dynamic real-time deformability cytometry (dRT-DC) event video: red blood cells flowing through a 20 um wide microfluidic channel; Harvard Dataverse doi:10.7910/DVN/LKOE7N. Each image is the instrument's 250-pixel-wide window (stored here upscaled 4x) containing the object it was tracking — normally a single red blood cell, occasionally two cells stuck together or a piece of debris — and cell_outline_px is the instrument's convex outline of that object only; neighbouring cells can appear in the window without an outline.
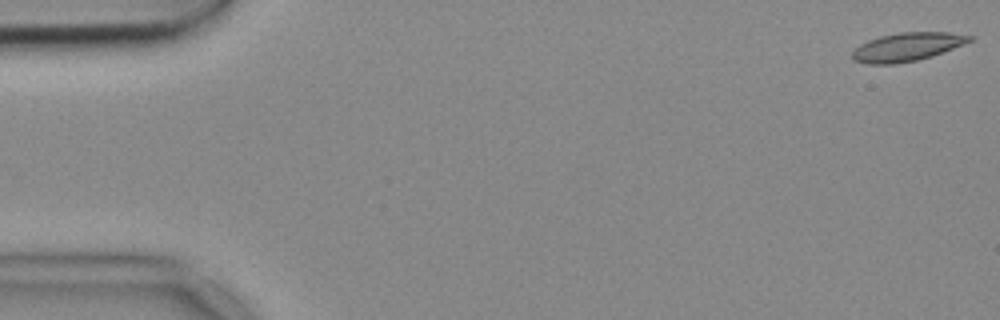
{"species": "common noctule bat (a hibernating species)", "species_latin": "Nyctalus noctula", "temperature_condition": "cold", "stored_images_in_passage": 53, "camera_frame_rate_fps": 3000, "um_per_image_px": 0.085, "animal": {"sex": "female", "body_mass_g": 18.4}, "frame": {"image": 1, "passage_image": 1, "time_ms": 0.0, "image_size_px": [1000, 320], "cell_outline_px": [[972, 40], [964, 44], [932, 56], [916, 60], [896, 64], [868, 64], [852, 60], [852, 52], [860, 44], [868, 40], [880, 36], [900, 32], [948, 32], [972, 36]], "centroid_in_image_um": [77.07, 3.99], "position_along_channel_um": 7.9, "area_um2": 19.36}}
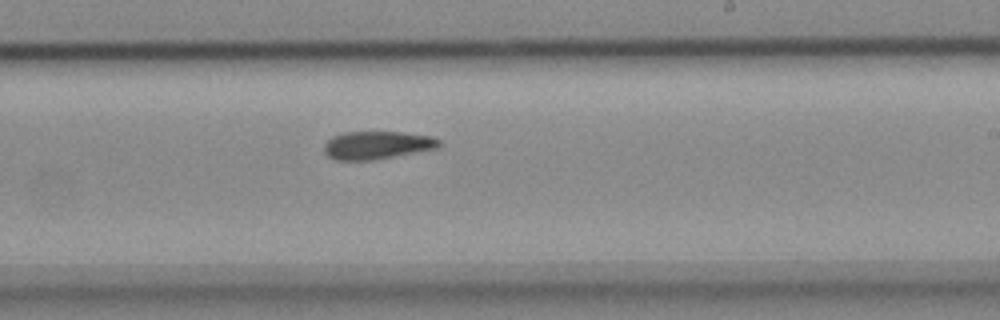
{"frame": {"image": 2, "passage_image": 32, "time_ms": 10.333, "image_size_px": [1000, 320], "cell_outline_px": [[440, 148], [376, 160], [336, 160], [328, 156], [324, 152], [324, 144], [332, 136], [344, 132], [404, 132], [432, 136], [440, 140]], "centroid_in_image_um": [32.08, 12.34], "position_along_channel_um": 256.9, "area_um2": 19.02}}
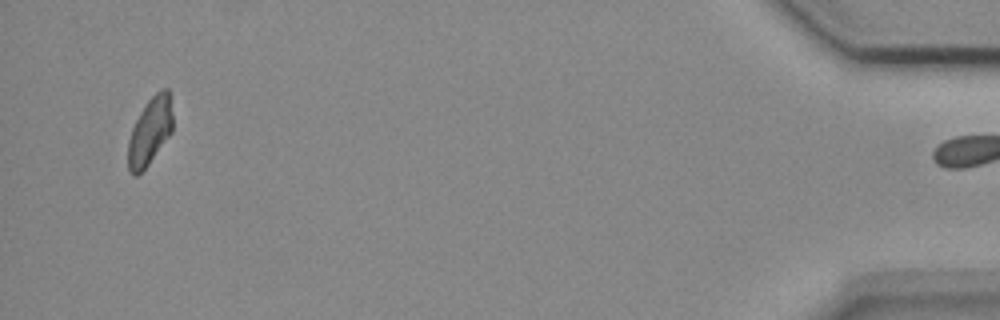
{"frame": {"image": 3, "passage_image": 52, "time_ms": 17.0, "image_size_px": [1000, 320], "cell_outline_px": [[172, 132], [148, 164], [136, 176], [132, 176], [128, 168], [128, 140], [132, 128], [144, 104], [160, 88], [168, 88], [172, 116]], "centroid_in_image_um": [12.73, 11.14], "position_along_channel_um": 422.5, "area_um2": 17.4}}